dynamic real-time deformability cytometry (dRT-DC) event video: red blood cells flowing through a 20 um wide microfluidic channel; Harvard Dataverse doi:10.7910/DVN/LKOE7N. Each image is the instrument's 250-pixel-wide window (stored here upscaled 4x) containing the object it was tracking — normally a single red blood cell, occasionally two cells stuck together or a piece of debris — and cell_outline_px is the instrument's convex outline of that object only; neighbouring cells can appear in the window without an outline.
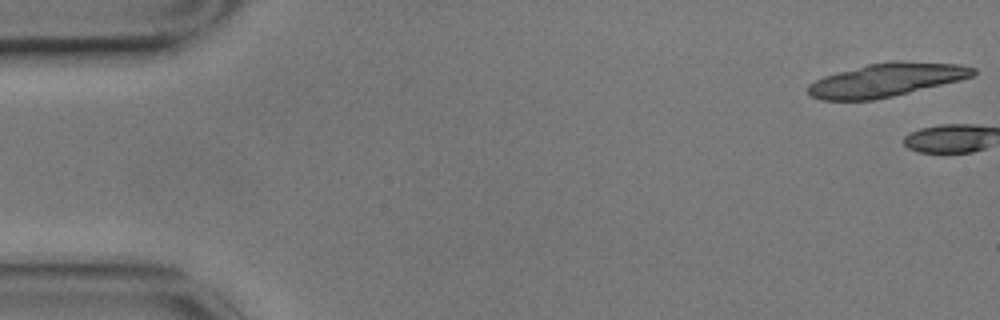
{"species": "common noctule bat (a hibernating species)", "species_latin": "Nyctalus noctula", "temperature_condition": "cold", "stored_images_in_passage": 2, "camera_frame_rate_fps": 3000, "um_per_image_px": 0.085, "animal": {"sex": "male", "body_mass_g": 17.9}, "frame": {"image": 1, "passage_image": 1, "time_ms": 0.0, "image_size_px": [1000, 320], "cell_outline_px": [[976, 72], [972, 76], [960, 80], [892, 96], [872, 100], [820, 100], [812, 96], [808, 92], [808, 84], [824, 76], [868, 64], [892, 60], [900, 60], [960, 64], [976, 68]], "centroid_in_image_um": [75.35, 6.78], "position_along_channel_um": 9.6, "area_um2": 32.02}}